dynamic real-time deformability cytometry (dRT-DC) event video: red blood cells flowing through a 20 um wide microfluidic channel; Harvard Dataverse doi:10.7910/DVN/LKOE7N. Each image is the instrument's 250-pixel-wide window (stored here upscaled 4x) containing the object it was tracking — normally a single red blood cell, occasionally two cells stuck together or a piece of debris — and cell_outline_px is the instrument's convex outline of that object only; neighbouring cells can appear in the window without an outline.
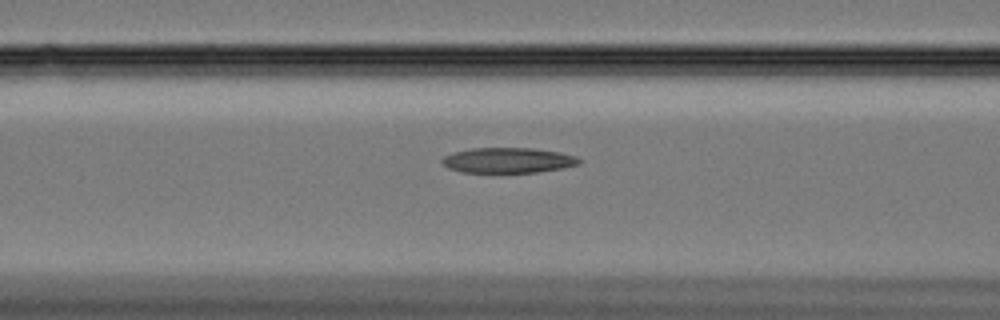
{"species": "Egyptian fruit bat (a non-hibernating species)", "species_latin": "Rousettus aegyptiacus", "temperature_condition": "cold", "stored_images_in_passage": 22, "camera_frame_rate_fps": 3000, "um_per_image_px": 0.085, "animal": {"sex": "female"}, "frame": {"image": 1, "passage_image": 13, "time_ms": 4.0, "image_size_px": [1000, 320], "cell_outline_px": [[584, 160], [580, 164], [564, 168], [536, 172], [460, 172], [448, 168], [440, 160], [444, 156], [452, 152], [472, 148], [536, 148], [560, 152], [576, 156]], "centroid_in_image_um": [43.22, 13.62], "position_along_channel_um": 123.4, "area_um2": 20.4}}
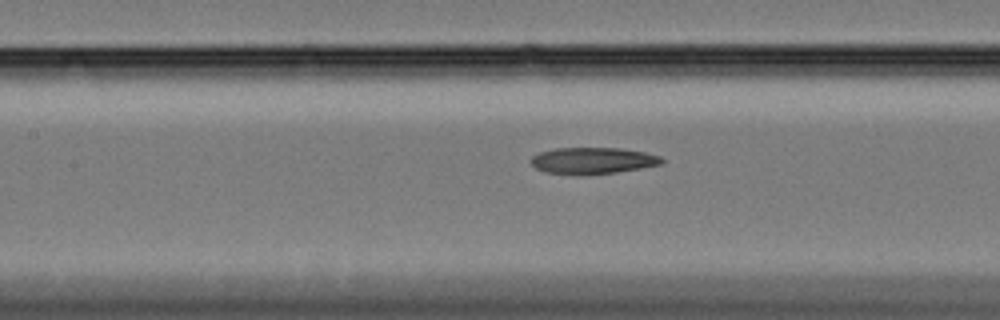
{"frame": {"image": 2, "passage_image": 16, "time_ms": 5.0, "image_size_px": [1000, 320], "cell_outline_px": [[664, 160], [660, 164], [640, 168], [616, 172], [544, 172], [536, 168], [528, 160], [532, 156], [540, 152], [556, 148], [620, 148], [644, 152], [660, 156]], "centroid_in_image_um": [50.38, 13.61], "position_along_channel_um": 157.0, "area_um2": 19.31}}